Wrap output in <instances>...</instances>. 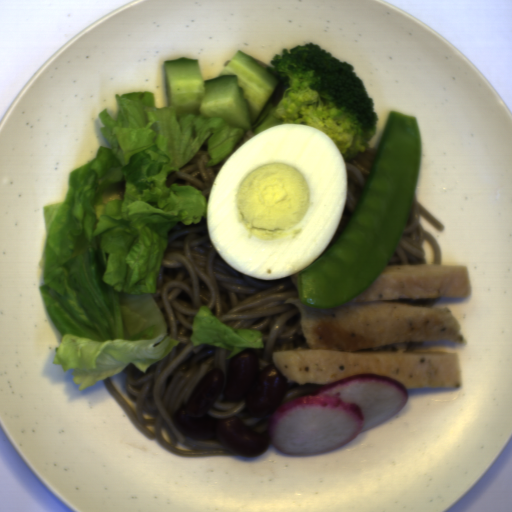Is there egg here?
Masks as SVG:
<instances>
[{
    "label": "egg",
    "instance_id": "d2b9013d",
    "mask_svg": "<svg viewBox=\"0 0 512 512\" xmlns=\"http://www.w3.org/2000/svg\"><path fill=\"white\" fill-rule=\"evenodd\" d=\"M347 186L344 158L327 133L274 126L245 141L218 171L206 208L208 237L239 272L295 275L330 245Z\"/></svg>",
    "mask_w": 512,
    "mask_h": 512
}]
</instances>
